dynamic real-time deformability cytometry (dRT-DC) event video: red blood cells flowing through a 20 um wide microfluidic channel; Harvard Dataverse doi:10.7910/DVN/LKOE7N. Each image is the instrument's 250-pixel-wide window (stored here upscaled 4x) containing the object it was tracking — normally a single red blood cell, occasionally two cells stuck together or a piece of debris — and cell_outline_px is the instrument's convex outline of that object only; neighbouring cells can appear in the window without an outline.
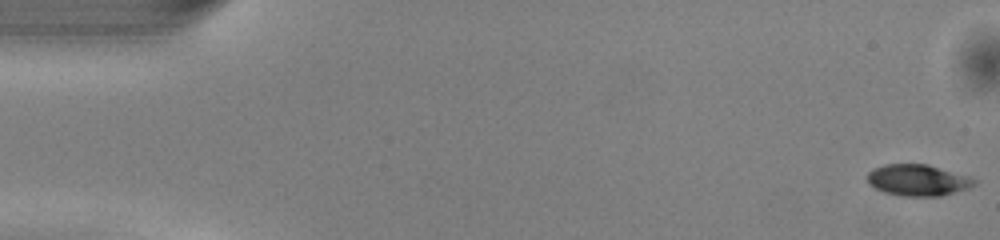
{"species": "common noctule bat (a hibernating species)", "species_latin": "Nyctalus noctula", "temperature_condition": "warm", "stored_images_in_passage": 50, "camera_frame_rate_fps": 3000, "um_per_image_px": 0.085, "animal": {"sex": "male", "body_mass_g": 13.0, "forearm_length_mm": 53.1}, "frame": {"image": 1, "passage_image": 1, "time_ms": 0.0, "image_size_px": [1000, 240], "cell_outline_px": [[976, 184], [968, 188], [940, 196], [900, 196], [884, 192], [872, 188], [868, 184], [864, 176], [872, 168], [884, 164], [928, 164], [968, 176], [976, 180]], "centroid_in_image_um": [77.93, 15.31], "position_along_channel_um": 7.1, "area_um2": 19.83}}
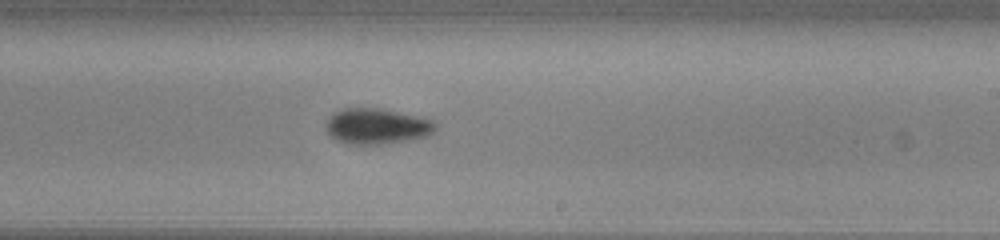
{"frame": {"image": 2, "passage_image": 30, "time_ms": 9.667, "image_size_px": [1000, 240], "cell_outline_px": [[436, 128], [432, 132], [424, 136], [408, 140], [384, 144], [348, 144], [336, 140], [328, 132], [324, 124], [332, 112], [344, 108], [380, 108], [416, 116], [432, 120], [436, 124]], "centroid_in_image_um": [31.97, 10.72], "position_along_channel_um": 257.0, "area_um2": 22.66}}
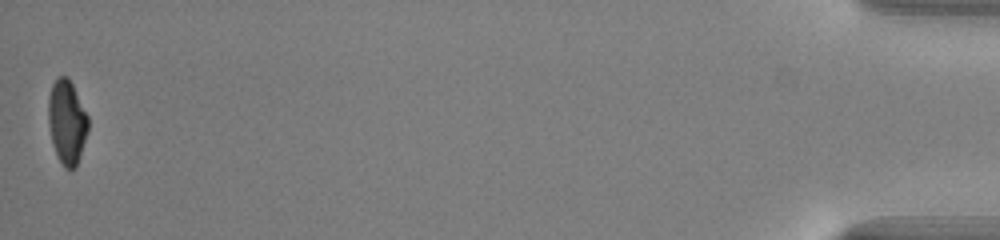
{"frame": {"image": 3, "passage_image": 50, "time_ms": 16.333, "image_size_px": [1000, 240], "cell_outline_px": [[88, 132], [76, 168], [64, 168], [56, 156], [52, 144], [48, 124], [48, 96], [52, 84], [56, 76], [68, 76], [88, 116]], "centroid_in_image_um": [5.67, 10.37], "position_along_channel_um": 429.5, "area_um2": 19.77}, "authors_computed_cell_mechanics": {"area_um2": 21.0392, "velocity_mm_per_s": 4.1014, "shape_relaxation_time_tau1_ms": 2.2374, "shape_relaxation_time_tau2_ms": 4.6938, "deformation_change_tau1": 0.1349, "deformation_change_tau2": 0.1034}}